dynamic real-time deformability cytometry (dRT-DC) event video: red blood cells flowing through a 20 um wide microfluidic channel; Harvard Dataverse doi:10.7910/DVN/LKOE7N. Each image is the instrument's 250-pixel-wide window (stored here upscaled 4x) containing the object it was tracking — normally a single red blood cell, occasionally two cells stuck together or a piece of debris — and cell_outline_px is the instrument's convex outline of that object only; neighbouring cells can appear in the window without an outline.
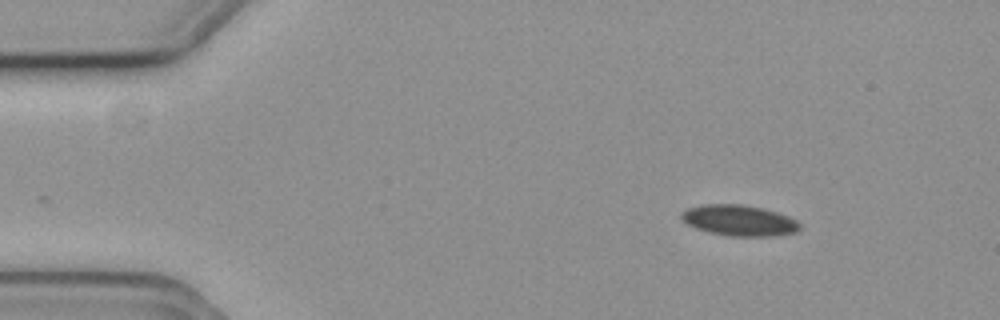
{"species": "common noctule bat (a hibernating species)", "species_latin": "Nyctalus noctula", "temperature_condition": "cold", "stored_images_in_passage": 50, "camera_frame_rate_fps": 3000, "um_per_image_px": 0.085, "animal": {"sex": "female", "body_mass_g": 19.3, "forearm_length_mm": 54.1}, "frame": {"image": 1, "passage_image": 1, "time_ms": 0.0, "image_size_px": [1000, 320], "cell_outline_px": [[800, 228], [796, 232], [776, 236], [728, 236], [696, 228], [688, 224], [680, 216], [688, 208], [704, 204], [740, 204], [760, 208], [776, 212], [788, 216], [796, 220], [800, 224]], "centroid_in_image_um": [62.86, 18.74], "position_along_channel_um": 22.1, "area_um2": 20.98}}
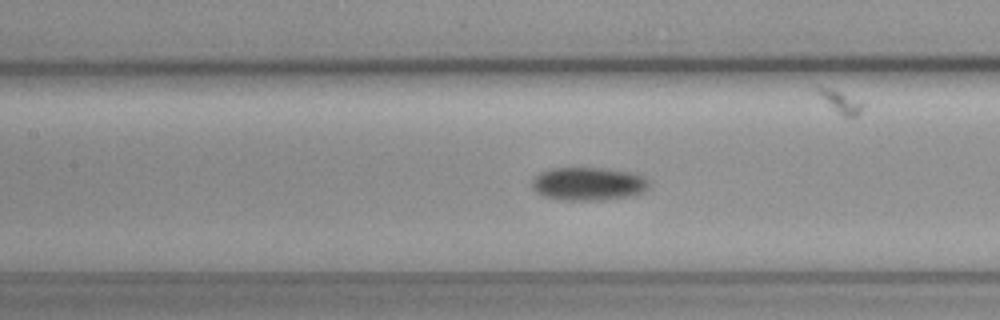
{"frame": {"image": 2, "passage_image": 19, "time_ms": 6.0, "image_size_px": [1000, 320], "cell_outline_px": [[648, 188], [644, 192], [632, 196], [600, 200], [560, 200], [544, 196], [536, 192], [532, 188], [532, 180], [540, 172], [552, 168], [608, 168], [636, 172], [644, 176], [648, 180]], "centroid_in_image_um": [50.05, 15.62], "position_along_channel_um": 157.4, "area_um2": 23.0}}
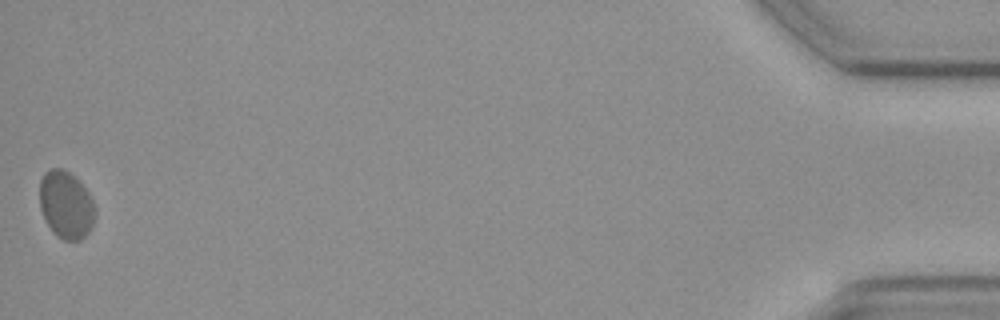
{"frame": {"image": 3, "passage_image": 50, "time_ms": 16.333, "image_size_px": [1000, 320], "cell_outline_px": [[96, 216], [92, 228], [80, 240], [64, 240], [56, 236], [52, 232], [40, 208], [40, 180], [44, 172], [52, 168], [60, 168], [68, 172], [88, 192], [96, 208]], "centroid_in_image_um": [5.62, 17.44], "position_along_channel_um": 429.6, "area_um2": 21.73}, "authors_computed_cell_mechanics": {"area_um2": 21.5594, "velocity_mm_per_s": 3.6421, "shape_relaxation_time_tau1_ms": 8.7137, "shape_relaxation_time_tau2_ms": null, "deformation_change_tau1": 0.1326, "deformation_change_tau2": null}}